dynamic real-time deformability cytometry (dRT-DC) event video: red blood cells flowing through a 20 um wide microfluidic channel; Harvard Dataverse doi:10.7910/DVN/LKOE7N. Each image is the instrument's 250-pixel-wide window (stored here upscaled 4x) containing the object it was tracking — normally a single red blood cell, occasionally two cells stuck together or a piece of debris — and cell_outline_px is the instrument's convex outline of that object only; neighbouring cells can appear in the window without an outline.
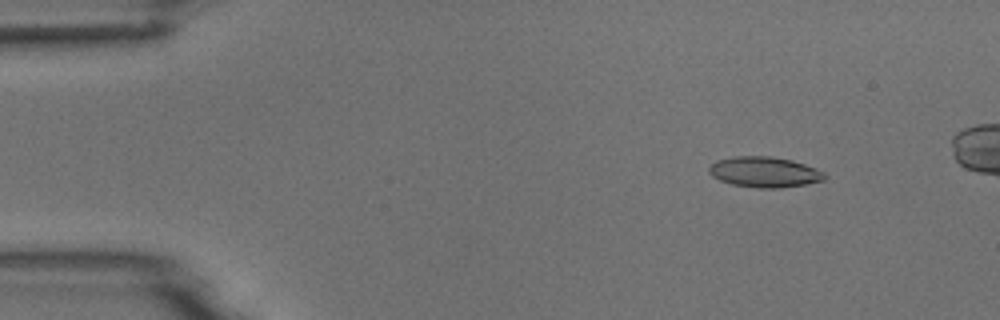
{"species": "common noctule bat (a hibernating species)", "species_latin": "Nyctalus noctula", "temperature_condition": "room temperature", "stored_images_in_passage": 6, "camera_frame_rate_fps": 3000, "um_per_image_px": 0.085, "animal": {"sex": "male", "body_mass_g": 18.8}, "frame": {"image": 1, "passage_image": 2, "time_ms": 1.0, "image_size_px": [1000, 320], "cell_outline_px": [[828, 176], [824, 180], [804, 184], [780, 188], [760, 188], [732, 184], [720, 180], [712, 176], [708, 172], [708, 168], [716, 160], [736, 156], [772, 156], [792, 160], [816, 168], [824, 172]], "centroid_in_image_um": [64.98, 14.62], "position_along_channel_um": 20.0, "area_um2": 20.58}}